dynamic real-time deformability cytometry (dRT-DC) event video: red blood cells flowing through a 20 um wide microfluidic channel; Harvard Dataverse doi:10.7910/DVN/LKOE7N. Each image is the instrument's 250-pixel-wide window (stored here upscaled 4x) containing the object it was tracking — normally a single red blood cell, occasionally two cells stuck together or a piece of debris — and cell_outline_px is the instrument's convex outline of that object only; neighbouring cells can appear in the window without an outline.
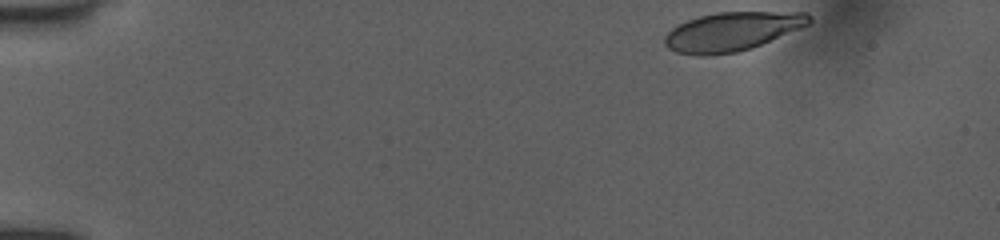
{"species": "human", "species_latin": "Homo sapiens", "temperature_condition": "room temperature", "stored_images_in_passage": 27, "camera_frame_rate_fps": 3000, "um_per_image_px": 0.085, "donor": {"sex": "female"}, "frame": {"image": 1, "passage_image": 1, "time_ms": 0.0, "image_size_px": [1000, 240], "cell_outline_px": [[812, 20], [808, 24], [800, 28], [752, 48], [736, 52], [704, 56], [696, 56], [676, 52], [668, 48], [664, 44], [664, 36], [672, 28], [688, 20], [700, 16], [716, 12], [808, 12], [812, 16]], "centroid_in_image_um": [62.21, 2.68], "position_along_channel_um": 22.8, "area_um2": 32.66}}
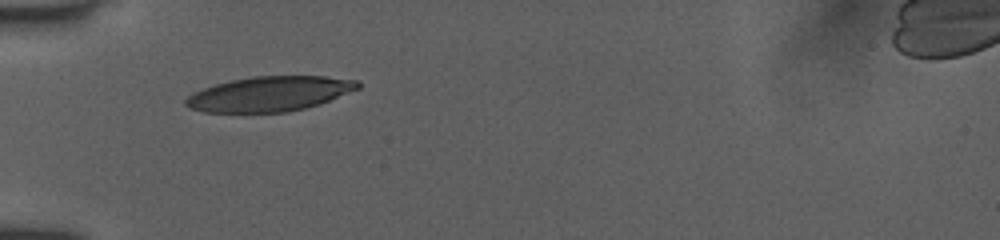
{"frame": {"image": 2, "passage_image": 20, "time_ms": 3.667, "image_size_px": [1000, 240], "cell_outline_px": [[360, 88], [320, 104], [288, 112], [204, 112], [188, 108], [184, 104], [184, 100], [192, 92], [216, 84], [232, 80], [252, 76], [324, 76], [360, 80]], "centroid_in_image_um": [22.91, 7.97], "position_along_channel_um": 62.1, "area_um2": 35.08}}
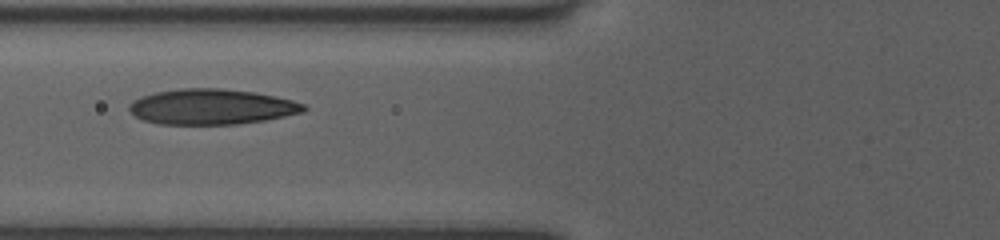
{"frame": {"image": 3, "passage_image": 26, "time_ms": 5.0, "image_size_px": [1000, 240], "cell_outline_px": [[308, 108], [304, 112], [264, 120], [236, 124], [160, 124], [144, 120], [136, 116], [128, 108], [128, 104], [132, 100], [140, 96], [156, 92], [184, 88], [220, 88], [256, 92], [276, 96], [292, 100], [304, 104]], "centroid_in_image_um": [17.99, 9.07], "position_along_channel_um": 107.8, "area_um2": 36.07}}